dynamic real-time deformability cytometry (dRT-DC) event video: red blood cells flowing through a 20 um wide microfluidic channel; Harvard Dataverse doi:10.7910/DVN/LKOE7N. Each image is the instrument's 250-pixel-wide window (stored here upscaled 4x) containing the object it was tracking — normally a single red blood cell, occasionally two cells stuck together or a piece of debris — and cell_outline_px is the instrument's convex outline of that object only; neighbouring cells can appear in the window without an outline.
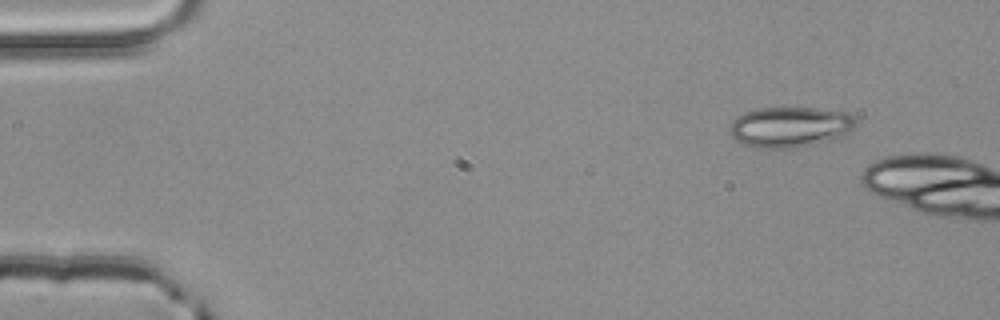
{"species": "common noctule bat (a hibernating species)", "species_latin": "Nyctalus noctula", "temperature_condition": "room temperature", "stored_images_in_passage": 3, "camera_frame_rate_fps": 3000, "um_per_image_px": 0.085, "animal": {"sex": "male", "body_mass_g": 20.4}, "frame": {"image": 1, "passage_image": 1, "time_ms": 0.0, "image_size_px": [1000, 320], "cell_outline_px": [[856, 128], [848, 136], [836, 140], [792, 148], [760, 148], [744, 144], [736, 140], [728, 132], [732, 120], [744, 112], [756, 108], [820, 108], [848, 112], [856, 120]], "centroid_in_image_um": [67.22, 10.79], "position_along_channel_um": 17.8, "area_um2": 30.4}}